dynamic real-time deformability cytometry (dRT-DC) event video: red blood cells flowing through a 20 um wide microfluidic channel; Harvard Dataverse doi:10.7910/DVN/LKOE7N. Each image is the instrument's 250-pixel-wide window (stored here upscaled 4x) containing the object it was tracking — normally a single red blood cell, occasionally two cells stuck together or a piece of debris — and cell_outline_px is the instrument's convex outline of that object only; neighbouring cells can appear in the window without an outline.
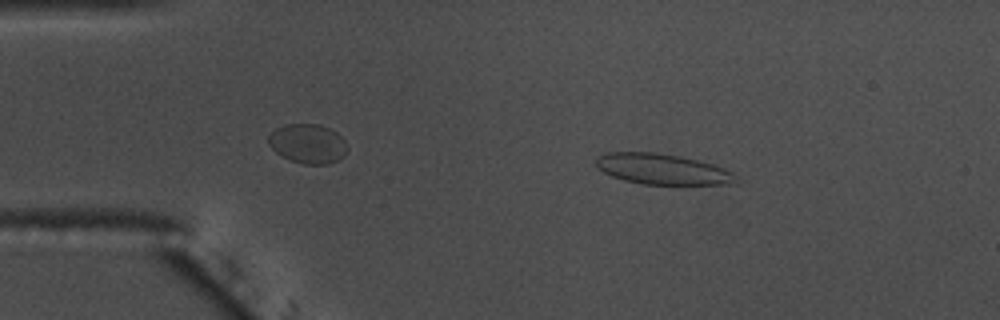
{"species": "common noctule bat (a hibernating species)", "species_latin": "Nyctalus noctula", "temperature_condition": "warm", "stored_images_in_passage": 10, "camera_frame_rate_fps": 3000, "um_per_image_px": 0.085, "animal": {"sex": "male", "body_mass_g": 17.5, "forearm_length_mm": 52.3}, "frame": {"image": 1, "passage_image": 6, "time_ms": 1.667, "image_size_px": [1000, 320], "cell_outline_px": [[736, 184], [644, 184], [624, 180], [612, 176], [596, 168], [596, 156], [604, 152], [656, 152], [680, 156], [712, 164], [724, 168], [732, 172], [736, 176]], "centroid_in_image_um": [56.26, 14.37], "position_along_channel_um": 28.7, "area_um2": 24.97}}